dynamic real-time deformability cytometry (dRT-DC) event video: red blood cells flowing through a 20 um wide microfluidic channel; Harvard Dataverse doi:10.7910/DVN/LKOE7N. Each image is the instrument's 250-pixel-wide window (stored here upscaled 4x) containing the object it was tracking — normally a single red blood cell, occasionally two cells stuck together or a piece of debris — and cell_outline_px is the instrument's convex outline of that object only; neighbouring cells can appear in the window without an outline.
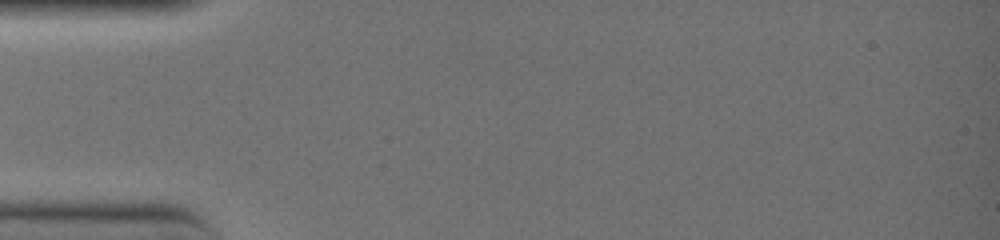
{"species": "common noctule bat (a hibernating species)", "species_latin": "Nyctalus noctula", "temperature_condition": "warm", "stored_images_in_passage": 2, "camera_frame_rate_fps": 3000, "um_per_image_px": 0.085, "animal": {"sex": "female", "body_mass_g": 19.0, "forearm_length_mm": 51.5}, "frame": {"image": 1, "passage_image": 1, "time_ms": 0.0, "image_size_px": [1000, 240], "cell_outline_px": [[140, 160], [132, 168], [60, 168], [16, 164], [16, 160], [64, 152], [120, 156]], "centroid_in_image_um": [6.75, 13.69], "position_along_channel_um": 78.2, "area_um2": 10.4}}